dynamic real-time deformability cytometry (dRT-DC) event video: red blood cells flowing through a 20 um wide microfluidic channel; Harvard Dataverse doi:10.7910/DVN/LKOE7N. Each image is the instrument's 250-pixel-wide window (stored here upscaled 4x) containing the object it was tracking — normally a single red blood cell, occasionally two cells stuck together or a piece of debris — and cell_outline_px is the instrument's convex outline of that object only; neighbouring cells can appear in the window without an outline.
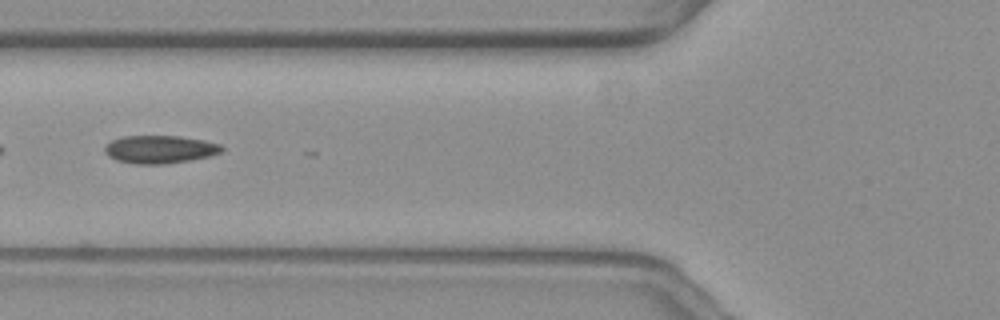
{"species": "common noctule bat (a hibernating species)", "species_latin": "Nyctalus noctula", "temperature_condition": "warm", "stored_images_in_passage": 10, "camera_frame_rate_fps": 3000, "um_per_image_px": 0.085, "animal": {"sex": "female", "body_mass_g": 19.3, "forearm_length_mm": 54.1}, "frame": {"image": 1, "passage_image": 6, "time_ms": 1.667, "image_size_px": [1000, 320], "cell_outline_px": [[224, 152], [192, 160], [164, 164], [136, 164], [116, 160], [108, 156], [104, 152], [104, 148], [112, 140], [124, 136], [180, 136], [204, 140], [220, 144], [224, 148]], "centroid_in_image_um": [13.61, 12.7], "position_along_channel_um": 112.2, "area_um2": 19.13}}
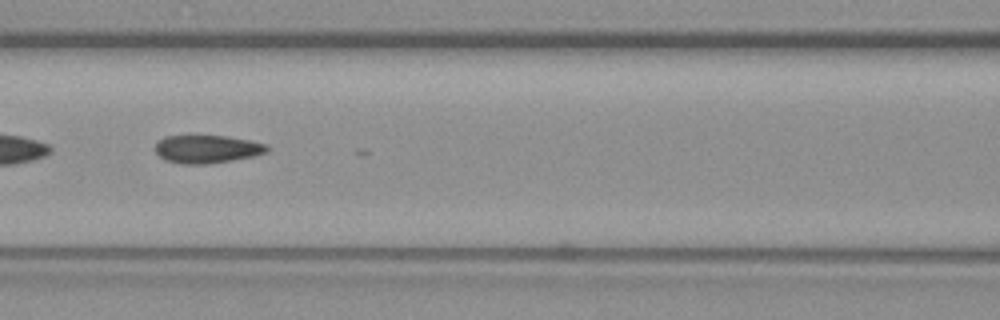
{"frame": {"image": 2, "passage_image": 9, "time_ms": 2.667, "image_size_px": [1000, 320], "cell_outline_px": [[268, 152], [252, 156], [232, 160], [208, 164], [180, 164], [164, 160], [156, 152], [156, 144], [164, 136], [228, 136], [252, 140], [268, 144]], "centroid_in_image_um": [17.62, 12.67], "position_along_channel_um": 149.0, "area_um2": 18.32}}